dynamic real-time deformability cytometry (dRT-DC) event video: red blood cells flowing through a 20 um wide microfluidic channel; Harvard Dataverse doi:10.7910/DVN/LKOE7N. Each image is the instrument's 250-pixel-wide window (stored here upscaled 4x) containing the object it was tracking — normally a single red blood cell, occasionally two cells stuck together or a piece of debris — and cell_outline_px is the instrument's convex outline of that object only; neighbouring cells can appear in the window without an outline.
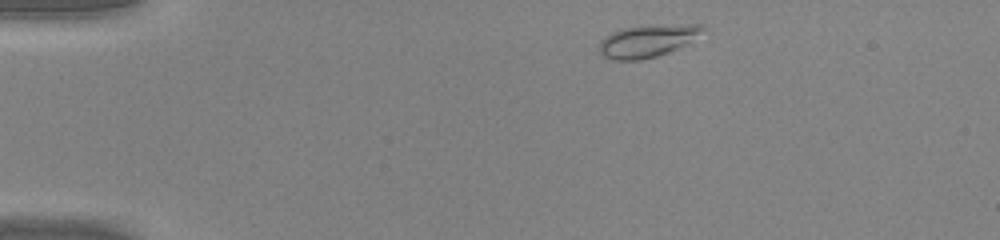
{"species": "common noctule bat (a hibernating species)", "species_latin": "Nyctalus noctula", "temperature_condition": "warm", "stored_images_in_passage": 41, "camera_frame_rate_fps": 3000, "um_per_image_px": 0.085, "animal": {"sex": "male", "body_mass_g": 20.0, "forearm_length_mm": 53.3}, "frame": {"image": 1, "passage_image": 2, "time_ms": 0.333, "image_size_px": [1000, 240], "cell_outline_px": [[708, 28], [684, 44], [668, 52], [656, 56], [640, 60], [612, 60], [604, 56], [600, 52], [600, 40], [604, 36], [620, 28], [688, 24], [704, 24]], "centroid_in_image_um": [55.0, 3.48], "position_along_channel_um": 30.0, "area_um2": 19.13}}
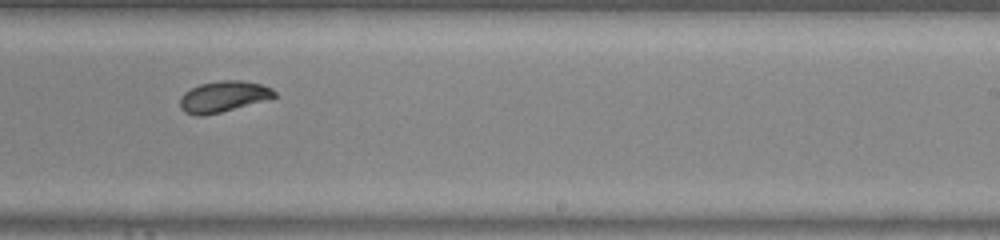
{"frame": {"image": 2, "passage_image": 24, "time_ms": 7.667, "image_size_px": [1000, 240], "cell_outline_px": [[276, 96], [272, 100], [204, 116], [196, 116], [184, 112], [180, 108], [180, 96], [184, 92], [200, 84], [224, 80], [240, 80], [260, 84], [272, 88], [276, 92]], "centroid_in_image_um": [19.02, 8.23], "position_along_channel_um": 270.0, "area_um2": 17.4}}
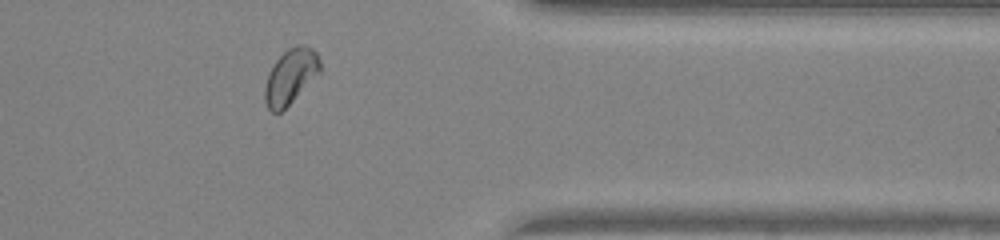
{"frame": {"image": 3, "passage_image": 33, "time_ms": 10.667, "image_size_px": [1000, 240], "cell_outline_px": [[320, 72], [280, 112], [272, 112], [268, 108], [264, 100], [264, 88], [268, 72], [276, 60], [288, 48], [296, 44], [308, 44], [316, 52], [320, 60]], "centroid_in_image_um": [24.68, 6.45], "position_along_channel_um": 386.7, "area_um2": 17.57}, "authors_computed_cell_mechanics": {"area_um2": 17.629, "velocity_mm_per_s": 4.2611, "shape_relaxation_time_tau1_ms": 5.0624, "shape_relaxation_time_tau2_ms": 1.0756, "deformation_change_tau1": 0.1609, "deformation_change_tau2": 0.0398}}